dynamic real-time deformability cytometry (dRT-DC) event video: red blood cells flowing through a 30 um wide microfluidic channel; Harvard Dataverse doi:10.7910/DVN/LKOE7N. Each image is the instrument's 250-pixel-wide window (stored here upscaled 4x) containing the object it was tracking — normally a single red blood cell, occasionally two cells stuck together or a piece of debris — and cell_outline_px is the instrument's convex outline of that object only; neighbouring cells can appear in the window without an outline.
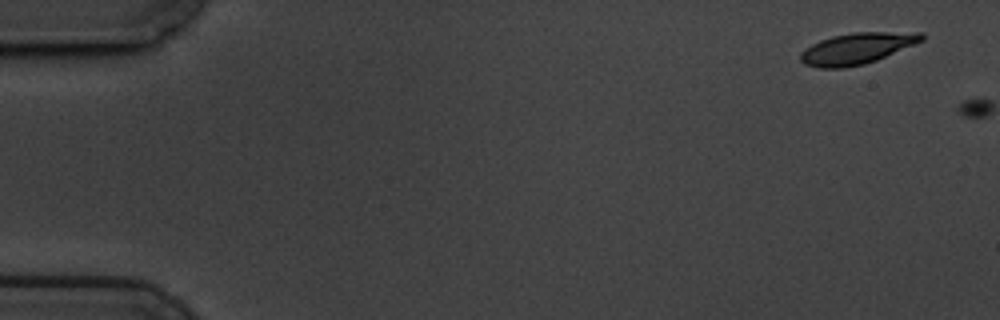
{"species": "common noctule bat (a hibernating species)", "species_latin": "Nyctalus noctula", "temperature_condition": "cold", "stored_images_in_passage": 2, "camera_frame_rate_fps": 3000, "um_per_image_px": 0.085, "animal": {"sex": "male", "body_mass_g": 19.5, "forearm_length_mm": 54.6}, "frame": {"image": 1, "passage_image": 1, "time_ms": 0.0, "image_size_px": [1000, 320], "cell_outline_px": [[924, 40], [876, 60], [864, 64], [844, 68], [820, 68], [804, 64], [800, 60], [800, 52], [804, 48], [820, 40], [832, 36], [852, 32], [924, 32]], "centroid_in_image_um": [72.82, 4.11], "position_along_channel_um": 12.2, "area_um2": 22.08}}